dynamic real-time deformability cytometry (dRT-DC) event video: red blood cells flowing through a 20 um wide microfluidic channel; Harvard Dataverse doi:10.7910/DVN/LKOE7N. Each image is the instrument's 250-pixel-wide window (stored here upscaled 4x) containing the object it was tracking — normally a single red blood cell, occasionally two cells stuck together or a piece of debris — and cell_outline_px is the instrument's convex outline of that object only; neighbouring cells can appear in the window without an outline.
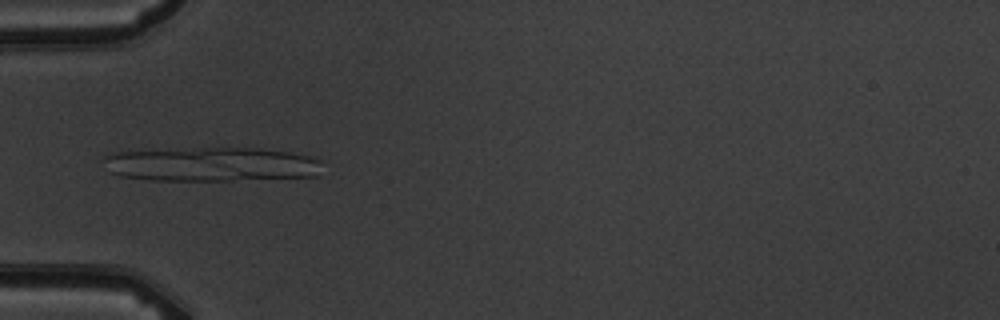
{"species": "common noctule bat (a hibernating species)", "species_latin": "Nyctalus noctula", "temperature_condition": "warm", "stored_images_in_passage": 6, "camera_frame_rate_fps": 3000, "um_per_image_px": 0.085, "animal": {"sex": "male", "body_mass_g": 19.5, "forearm_length_mm": 54.6}, "frame": {"image": 1, "passage_image": 6, "time_ms": 5.667, "image_size_px": [1000, 320], "cell_outline_px": [[320, 176], [232, 180], [148, 180], [120, 176], [108, 172], [100, 160], [104, 156], [112, 152], [196, 148], [252, 148], [292, 152], [308, 156], [320, 160]], "centroid_in_image_um": [17.9, 13.97], "position_along_channel_um": 67.1, "area_um2": 43.87}}